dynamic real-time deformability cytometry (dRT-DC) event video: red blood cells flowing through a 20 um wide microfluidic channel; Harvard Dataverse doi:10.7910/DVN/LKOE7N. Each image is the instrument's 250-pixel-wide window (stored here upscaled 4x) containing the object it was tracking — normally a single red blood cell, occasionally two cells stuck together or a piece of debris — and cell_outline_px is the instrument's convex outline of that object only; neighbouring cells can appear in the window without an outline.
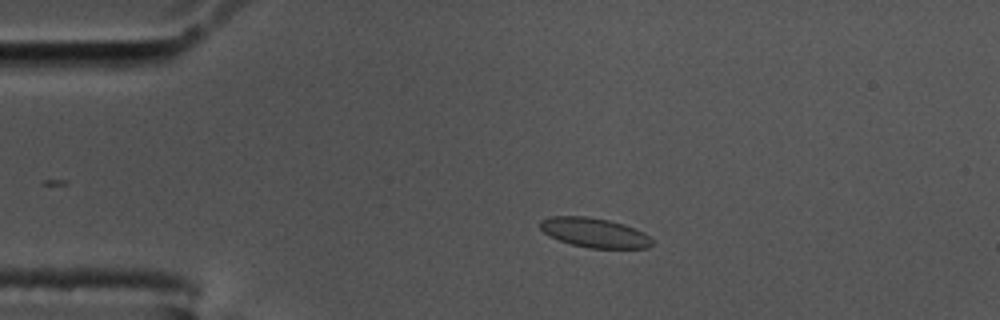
{"species": "common noctule bat (a hibernating species)", "species_latin": "Nyctalus noctula", "temperature_condition": "cold", "stored_images_in_passage": 37, "camera_frame_rate_fps": 3000, "um_per_image_px": 0.085, "animal": {"sex": "male", "body_mass_g": 17.5, "forearm_length_mm": 52.3}, "frame": {"image": 1, "passage_image": 2, "time_ms": 0.333, "image_size_px": [1000, 320], "cell_outline_px": [[652, 244], [648, 248], [588, 248], [572, 244], [548, 236], [540, 228], [540, 220], [552, 216], [588, 216], [608, 220], [624, 224], [644, 232], [652, 240]], "centroid_in_image_um": [50.51, 19.77], "position_along_channel_um": 34.5, "area_um2": 19.25}}
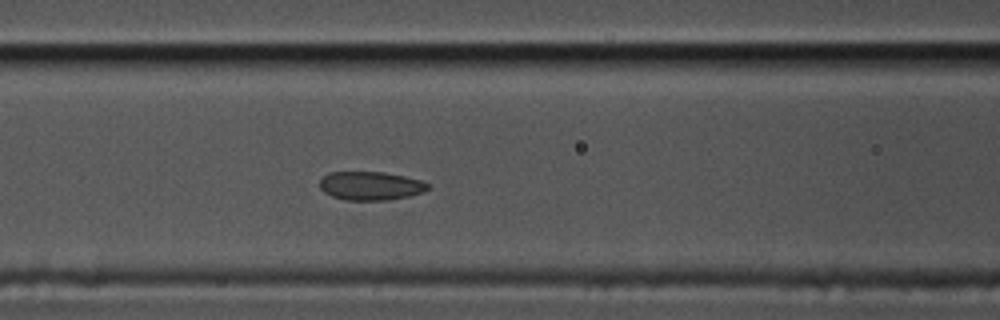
{"frame": {"image": 2, "passage_image": 14, "time_ms": 4.333, "image_size_px": [1000, 320], "cell_outline_px": [[428, 188], [424, 192], [408, 196], [388, 200], [344, 200], [332, 196], [324, 192], [320, 188], [320, 180], [328, 172], [384, 172], [404, 176], [420, 180], [428, 184]], "centroid_in_image_um": [31.48, 15.79], "position_along_channel_um": 135.1, "area_um2": 17.98}}
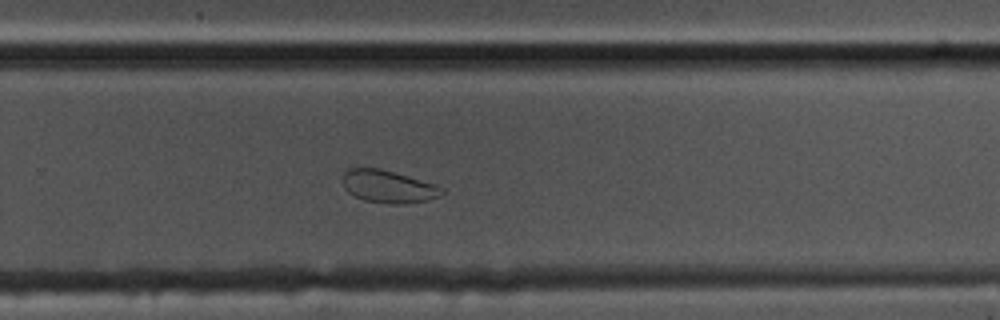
{"frame": {"image": 3, "passage_image": 28, "time_ms": 9.0, "image_size_px": [1000, 320], "cell_outline_px": [[444, 192], [440, 196], [428, 200], [404, 204], [388, 204], [364, 200], [352, 196], [344, 188], [344, 172], [348, 168], [380, 168], [436, 184], [444, 188]], "centroid_in_image_um": [33.02, 15.87], "position_along_channel_um": 296.8, "area_um2": 18.96}}